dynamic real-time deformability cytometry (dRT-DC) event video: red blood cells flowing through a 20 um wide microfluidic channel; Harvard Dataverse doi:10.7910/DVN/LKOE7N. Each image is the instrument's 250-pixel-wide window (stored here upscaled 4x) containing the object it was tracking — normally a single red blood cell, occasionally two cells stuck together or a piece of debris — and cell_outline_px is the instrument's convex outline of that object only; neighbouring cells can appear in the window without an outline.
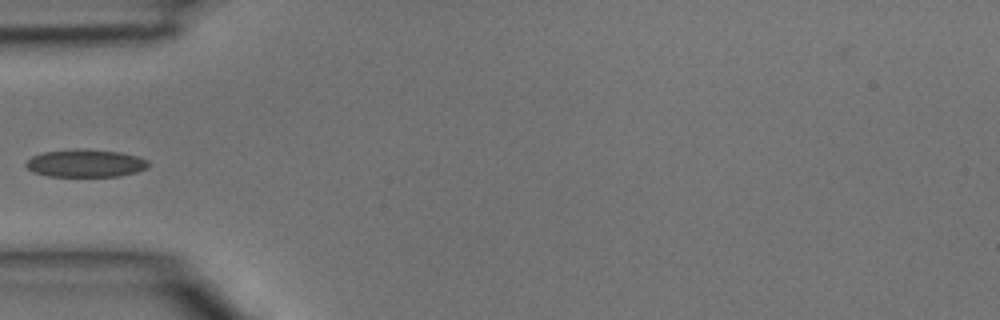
{"species": "common noctule bat (a hibernating species)", "species_latin": "Nyctalus noctula", "temperature_condition": "room temperature", "stored_images_in_passage": 2, "camera_frame_rate_fps": 3000, "um_per_image_px": 0.085, "animal": {"sex": "male", "body_mass_g": 15.6}, "frame": {"image": 1, "passage_image": 2, "time_ms": 0.333, "image_size_px": [1000, 320], "cell_outline_px": [[148, 168], [136, 172], [120, 176], [48, 176], [32, 172], [24, 164], [32, 156], [44, 152], [120, 152], [136, 156], [148, 160]], "centroid_in_image_um": [7.29, 13.94], "position_along_channel_um": 77.7, "area_um2": 18.67}}